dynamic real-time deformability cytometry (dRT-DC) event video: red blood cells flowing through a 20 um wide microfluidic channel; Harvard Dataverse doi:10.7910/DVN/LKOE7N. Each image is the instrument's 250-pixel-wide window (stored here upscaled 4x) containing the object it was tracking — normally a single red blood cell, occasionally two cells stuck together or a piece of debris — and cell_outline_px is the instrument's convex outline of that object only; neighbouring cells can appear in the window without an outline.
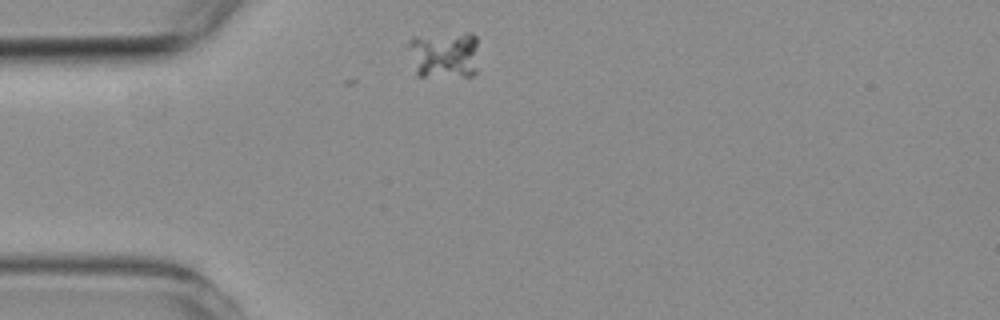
{"species": "common noctule bat (a hibernating species)", "species_latin": "Nyctalus noctula", "temperature_condition": "room temperature", "stored_images_in_passage": 1, "camera_frame_rate_fps": 3000, "um_per_image_px": 0.085, "animal": {"sex": "female", "body_mass_g": 19.3, "forearm_length_mm": 54.1}, "frame": {"image": 1, "passage_image": 1, "time_ms": 0.0, "image_size_px": [1000, 320], "cell_outline_px": [[476, 72], [472, 76], [416, 76], [404, 44], [412, 36], [464, 32], [472, 32], [476, 36]], "centroid_in_image_um": [37.67, 4.62], "position_along_channel_um": 47.3, "area_um2": 20.17}}